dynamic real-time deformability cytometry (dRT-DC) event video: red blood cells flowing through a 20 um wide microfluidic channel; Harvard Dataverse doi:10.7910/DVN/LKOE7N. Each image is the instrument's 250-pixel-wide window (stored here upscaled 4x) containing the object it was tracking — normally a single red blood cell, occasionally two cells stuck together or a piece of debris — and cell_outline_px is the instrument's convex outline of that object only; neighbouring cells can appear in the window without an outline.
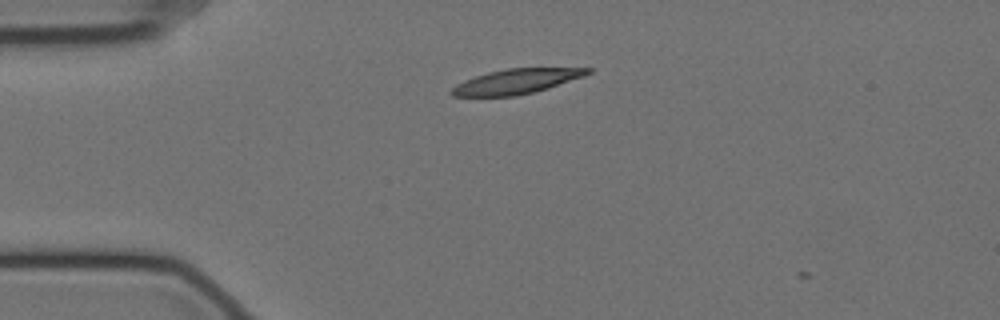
{"species": "Egyptian fruit bat (a non-hibernating species)", "species_latin": "Rousettus aegyptiacus", "temperature_condition": "cold", "stored_images_in_passage": 3, "camera_frame_rate_fps": 3000, "um_per_image_px": 0.085, "animal": {"sex": "female"}, "frame": {"image": 1, "passage_image": 2, "time_ms": 0.333, "image_size_px": [1000, 320], "cell_outline_px": [[592, 72], [584, 76], [548, 88], [516, 96], [452, 96], [448, 92], [456, 84], [464, 80], [488, 72], [508, 68], [592, 68]], "centroid_in_image_um": [43.87, 6.92], "position_along_channel_um": 41.1, "area_um2": 19.59}}